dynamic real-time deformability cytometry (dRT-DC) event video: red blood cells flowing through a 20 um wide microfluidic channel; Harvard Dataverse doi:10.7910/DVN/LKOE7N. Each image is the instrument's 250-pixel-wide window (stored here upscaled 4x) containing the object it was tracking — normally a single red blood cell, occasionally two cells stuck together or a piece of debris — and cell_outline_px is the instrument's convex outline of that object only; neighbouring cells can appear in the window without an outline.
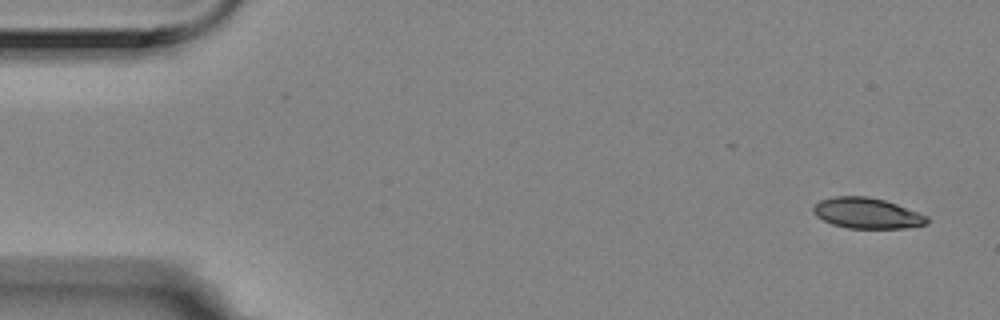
{"species": "Egyptian fruit bat (a non-hibernating species)", "species_latin": "Rousettus aegyptiacus", "temperature_condition": "room temperature", "stored_images_in_passage": 5, "camera_frame_rate_fps": 3000, "um_per_image_px": 0.085, "animal": {"sex": "female"}, "frame": {"image": 1, "passage_image": 1, "time_ms": 0.0, "image_size_px": [1000, 320], "cell_outline_px": [[928, 220], [924, 224], [904, 228], [848, 228], [832, 224], [816, 216], [812, 212], [812, 208], [820, 200], [836, 196], [868, 196], [884, 200], [896, 204], [928, 216]], "centroid_in_image_um": [73.65, 18.11], "position_along_channel_um": 11.3, "area_um2": 20.11}}